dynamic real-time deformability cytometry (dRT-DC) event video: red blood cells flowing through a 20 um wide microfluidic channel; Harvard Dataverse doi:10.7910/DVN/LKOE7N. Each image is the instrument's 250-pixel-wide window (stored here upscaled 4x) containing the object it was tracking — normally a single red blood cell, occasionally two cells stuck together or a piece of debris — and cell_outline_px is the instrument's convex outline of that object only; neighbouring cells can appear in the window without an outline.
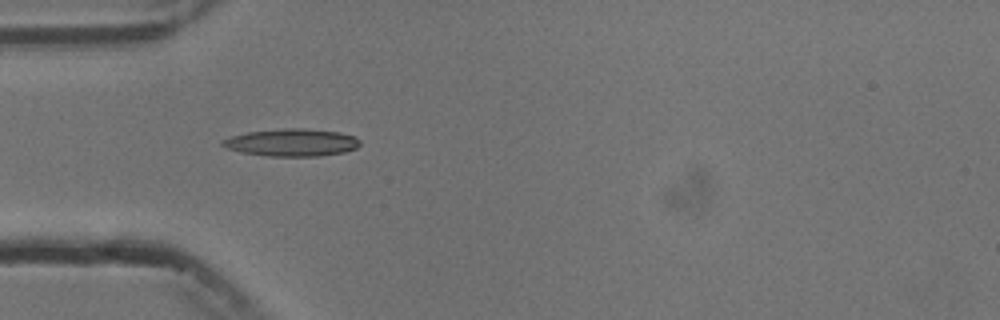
{"species": "common noctule bat (a hibernating species)", "species_latin": "Nyctalus noctula", "temperature_condition": "cold", "stored_images_in_passage": 6, "camera_frame_rate_fps": 3000, "um_per_image_px": 0.085, "animal": {"sex": "male", "body_mass_g": 13.3}, "frame": {"image": 1, "passage_image": 5, "time_ms": 5.333, "image_size_px": [1000, 320], "cell_outline_px": [[360, 144], [356, 148], [344, 152], [320, 156], [268, 156], [244, 152], [228, 148], [220, 144], [220, 140], [232, 136], [248, 132], [288, 128], [304, 128], [340, 132], [356, 136], [360, 140]], "centroid_in_image_um": [24.84, 12.11], "position_along_channel_um": 60.2, "area_um2": 21.91}}
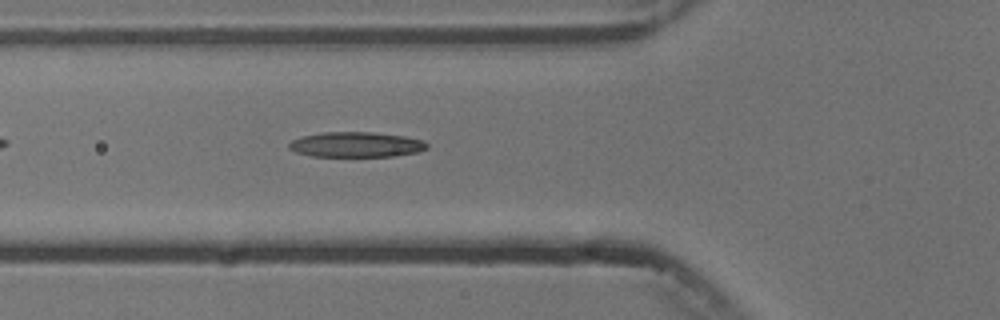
{"frame": {"image": 2, "passage_image": 6, "time_ms": 6.333, "image_size_px": [1000, 320], "cell_outline_px": [[428, 148], [416, 152], [392, 156], [312, 156], [296, 152], [288, 148], [288, 144], [292, 140], [304, 136], [324, 132], [372, 132], [404, 136], [420, 140], [428, 144]], "centroid_in_image_um": [30.25, 12.29], "position_along_channel_um": 95.6, "area_um2": 20.0}}